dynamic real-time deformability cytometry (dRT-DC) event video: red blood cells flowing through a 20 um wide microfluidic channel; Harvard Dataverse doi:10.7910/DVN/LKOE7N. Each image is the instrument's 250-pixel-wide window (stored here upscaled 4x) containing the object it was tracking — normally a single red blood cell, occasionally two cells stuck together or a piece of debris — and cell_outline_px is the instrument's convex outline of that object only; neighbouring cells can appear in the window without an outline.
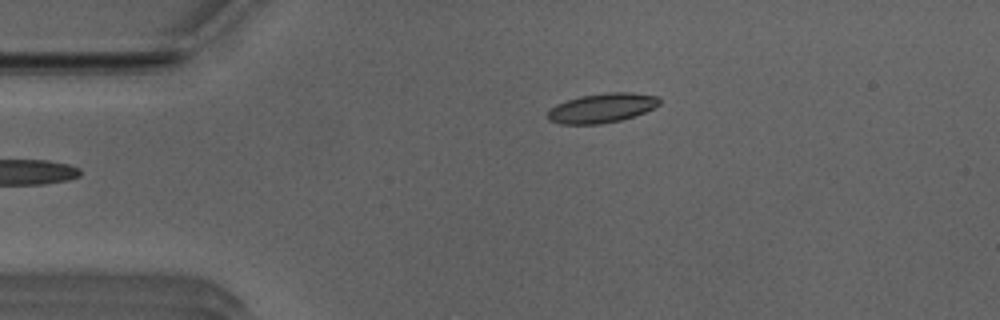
{"species": "Egyptian fruit bat (a non-hibernating species)", "species_latin": "Rousettus aegyptiacus", "temperature_condition": "room temperature", "stored_images_in_passage": 36, "camera_frame_rate_fps": 3000, "um_per_image_px": 0.085, "animal": {"sex": "male"}, "frame": {"image": 1, "passage_image": 1, "time_ms": 0.0, "image_size_px": [1000, 320], "cell_outline_px": [[660, 104], [644, 112], [620, 120], [600, 124], [560, 124], [548, 120], [548, 112], [556, 104], [580, 96], [608, 92], [632, 92], [656, 96], [660, 100]], "centroid_in_image_um": [51.15, 9.18], "position_along_channel_um": 33.9, "area_um2": 18.96}}
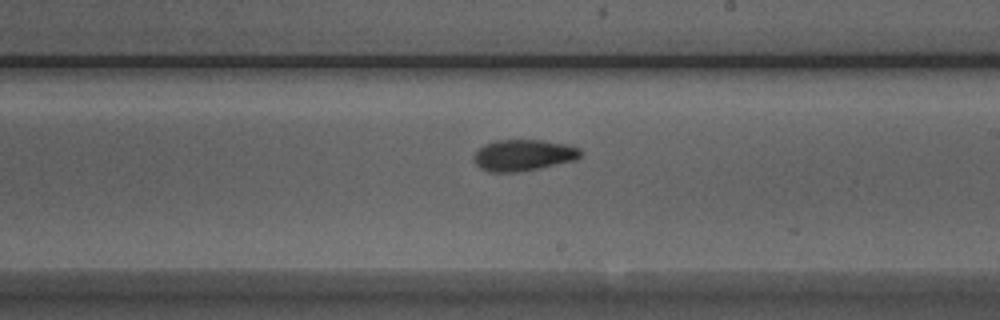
{"frame": {"image": 2, "passage_image": 20, "time_ms": 6.333, "image_size_px": [1000, 320], "cell_outline_px": [[580, 156], [576, 160], [516, 172], [492, 172], [480, 168], [476, 164], [476, 152], [484, 144], [496, 140], [544, 140], [572, 144], [580, 148]], "centroid_in_image_um": [44.54, 13.17], "position_along_channel_um": 244.5, "area_um2": 19.31}}
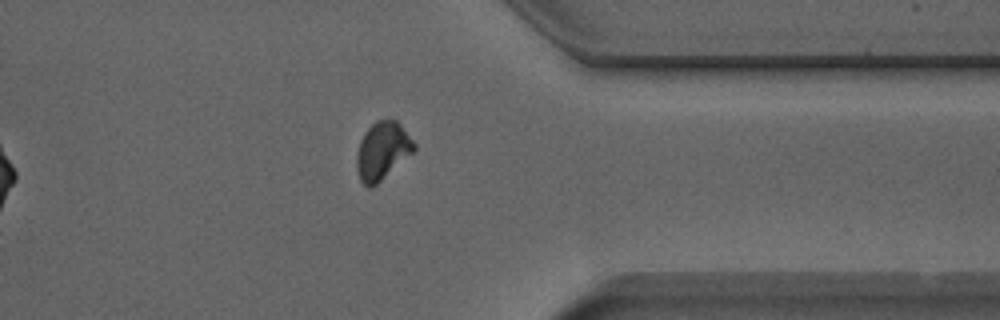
{"frame": {"image": 3, "passage_image": 31, "time_ms": 10.0, "image_size_px": [1000, 320], "cell_outline_px": [[416, 148], [412, 152], [376, 184], [368, 188], [360, 180], [356, 168], [356, 152], [360, 140], [364, 132], [376, 120], [396, 120], [400, 124], [416, 144]], "centroid_in_image_um": [32.47, 12.8], "position_along_channel_um": 378.9, "area_um2": 19.02}, "authors_computed_cell_mechanics": {"area_um2": 19.0451, "velocity_mm_per_s": 3.9325, "shape_relaxation_time_tau1_ms": 4.4819, "shape_relaxation_time_tau2_ms": 4.8257, "deformation_change_tau1": 0.1687, "deformation_change_tau2": 0.0931}}